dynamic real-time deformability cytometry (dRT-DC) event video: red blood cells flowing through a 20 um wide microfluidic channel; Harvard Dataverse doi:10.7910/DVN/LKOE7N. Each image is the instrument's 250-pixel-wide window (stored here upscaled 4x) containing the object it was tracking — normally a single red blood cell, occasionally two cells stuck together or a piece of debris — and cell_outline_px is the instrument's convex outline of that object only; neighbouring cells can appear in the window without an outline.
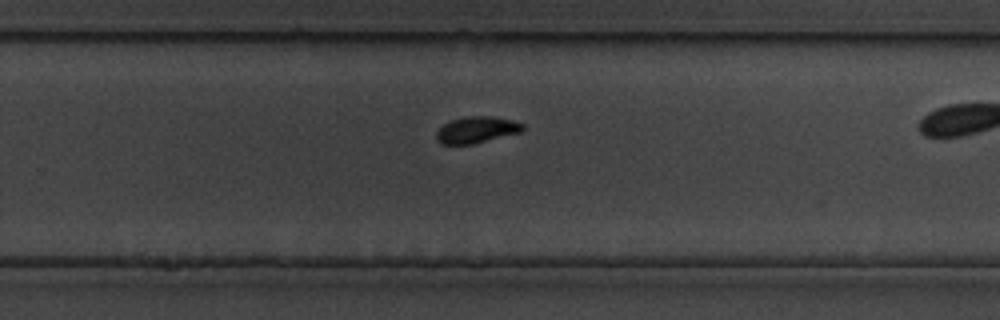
{"species": "common noctule bat (a hibernating species)", "species_latin": "Nyctalus noctula", "temperature_condition": "cold", "stored_images_in_passage": 17, "camera_frame_rate_fps": 3000, "um_per_image_px": 0.085, "animal": {"sex": "male", "body_mass_g": 19.5, "forearm_length_mm": 54.6}, "frame": {"image": 1, "passage_image": 12, "time_ms": 13.667, "image_size_px": [1000, 320], "cell_outline_px": [[524, 128], [520, 132], [472, 144], [440, 144], [436, 140], [436, 132], [444, 124], [452, 120], [464, 116], [492, 116], [512, 120], [524, 124]], "centroid_in_image_um": [40.49, 11.03], "position_along_channel_um": 289.3, "area_um2": 13.24}}